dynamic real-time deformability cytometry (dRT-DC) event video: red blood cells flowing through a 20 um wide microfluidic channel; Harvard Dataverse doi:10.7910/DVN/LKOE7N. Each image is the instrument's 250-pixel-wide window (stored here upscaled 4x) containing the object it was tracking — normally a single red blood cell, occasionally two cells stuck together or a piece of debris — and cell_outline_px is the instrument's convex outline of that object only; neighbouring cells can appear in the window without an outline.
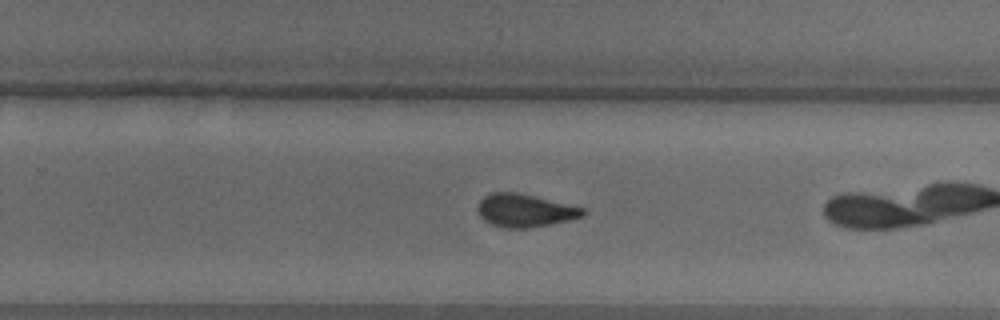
{"species": "common noctule bat (a hibernating species)", "species_latin": "Nyctalus noctula", "temperature_condition": "warm", "stored_images_in_passage": 25, "camera_frame_rate_fps": 3000, "um_per_image_px": 0.085, "animal": {"sex": "male", "body_mass_g": 18.8}, "frame": {"image": 1, "passage_image": 15, "time_ms": 4.667, "image_size_px": [1000, 320], "cell_outline_px": [[584, 216], [568, 220], [528, 228], [508, 228], [492, 224], [484, 220], [480, 216], [476, 208], [480, 200], [484, 196], [492, 192], [516, 192], [584, 208]], "centroid_in_image_um": [44.56, 17.89], "position_along_channel_um": 285.2, "area_um2": 19.88}}